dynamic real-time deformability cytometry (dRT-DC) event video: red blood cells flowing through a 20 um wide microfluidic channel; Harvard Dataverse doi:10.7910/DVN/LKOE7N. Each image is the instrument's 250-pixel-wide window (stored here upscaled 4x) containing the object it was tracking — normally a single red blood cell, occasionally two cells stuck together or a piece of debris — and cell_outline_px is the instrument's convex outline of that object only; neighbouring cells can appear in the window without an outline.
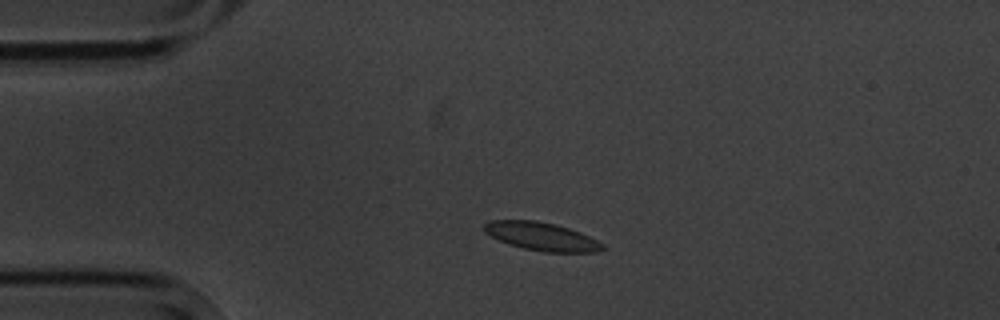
{"species": "common noctule bat (a hibernating species)", "species_latin": "Nyctalus noctula", "temperature_condition": "cold", "stored_images_in_passage": 5, "camera_frame_rate_fps": 3000, "um_per_image_px": 0.085, "animal": {"sex": "male", "body_mass_g": 20.1, "forearm_length_mm": 53.5}, "frame": {"image": 1, "passage_image": 3, "time_ms": 2.0, "image_size_px": [1000, 320], "cell_outline_px": [[604, 248], [600, 252], [544, 252], [524, 248], [508, 244], [484, 232], [484, 224], [488, 220], [536, 220], [568, 228], [580, 232], [604, 244]], "centroid_in_image_um": [46.03, 20.1], "position_along_channel_um": 39.0, "area_um2": 19.31}}
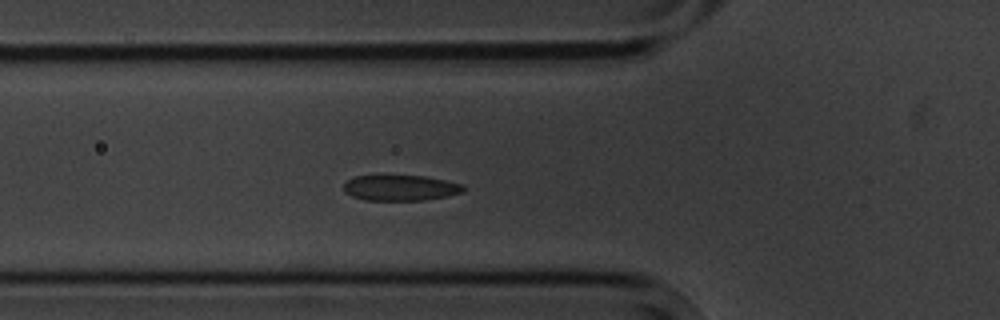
{"frame": {"image": 2, "passage_image": 5, "time_ms": 4.333, "image_size_px": [1000, 320], "cell_outline_px": [[464, 192], [448, 196], [424, 200], [364, 200], [352, 196], [344, 192], [344, 184], [348, 180], [356, 176], [424, 176], [464, 184]], "centroid_in_image_um": [34.06, 15.97], "position_along_channel_um": 91.7, "area_um2": 17.8}}